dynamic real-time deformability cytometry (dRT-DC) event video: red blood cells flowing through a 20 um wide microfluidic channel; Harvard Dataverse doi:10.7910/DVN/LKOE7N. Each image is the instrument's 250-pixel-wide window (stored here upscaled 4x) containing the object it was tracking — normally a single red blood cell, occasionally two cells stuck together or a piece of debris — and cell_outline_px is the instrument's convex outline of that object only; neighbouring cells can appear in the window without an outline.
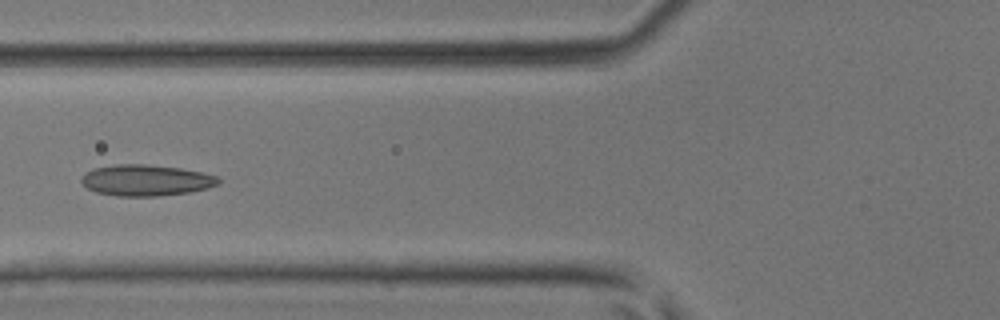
{"species": "common noctule bat (a hibernating species)", "species_latin": "Nyctalus noctula", "temperature_condition": "room temperature", "stored_images_in_passage": 20, "camera_frame_rate_fps": 3000, "um_per_image_px": 0.085, "animal": {"sex": "male", "body_mass_g": 17.9, "forearm_length_mm": 54.2}, "frame": {"image": 1, "passage_image": 6, "time_ms": 1.667, "image_size_px": [1000, 320], "cell_outline_px": [[220, 180], [216, 184], [208, 188], [188, 192], [156, 196], [116, 196], [96, 192], [88, 188], [80, 180], [80, 176], [84, 172], [96, 168], [116, 164], [144, 164], [180, 168], [200, 172], [216, 176]], "centroid_in_image_um": [12.36, 15.32], "position_along_channel_um": 113.4, "area_um2": 24.68}}